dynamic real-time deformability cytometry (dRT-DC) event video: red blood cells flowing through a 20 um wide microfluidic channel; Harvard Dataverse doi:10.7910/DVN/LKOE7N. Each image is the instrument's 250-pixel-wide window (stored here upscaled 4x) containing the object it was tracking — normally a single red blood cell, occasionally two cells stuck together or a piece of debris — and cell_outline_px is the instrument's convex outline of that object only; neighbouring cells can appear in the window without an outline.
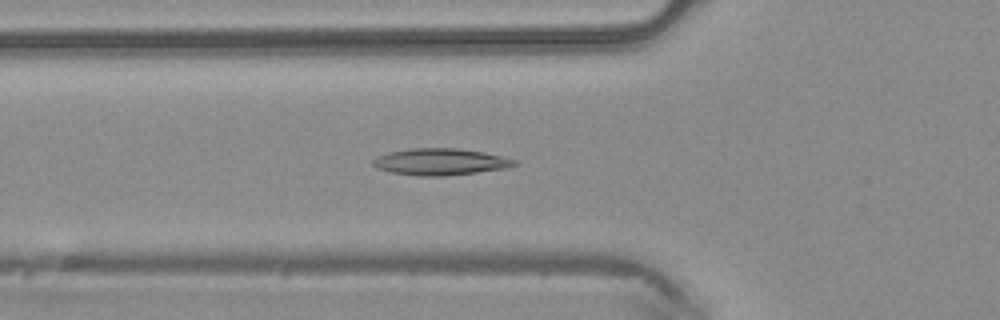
{"species": "common noctule bat (a hibernating species)", "species_latin": "Nyctalus noctula", "temperature_condition": "warm", "stored_images_in_passage": 34, "camera_frame_rate_fps": 3000, "um_per_image_px": 0.085, "animal": {"sex": "male", "body_mass_g": 20.4}, "frame": {"image": 1, "passage_image": 4, "time_ms": 1.0, "image_size_px": [1000, 320], "cell_outline_px": [[520, 164], [504, 168], [476, 172], [444, 176], [416, 176], [392, 172], [376, 168], [372, 164], [372, 160], [388, 152], [412, 148], [456, 148], [484, 152], [516, 160]], "centroid_in_image_um": [37.42, 13.75], "position_along_channel_um": 88.4, "area_um2": 21.85}}
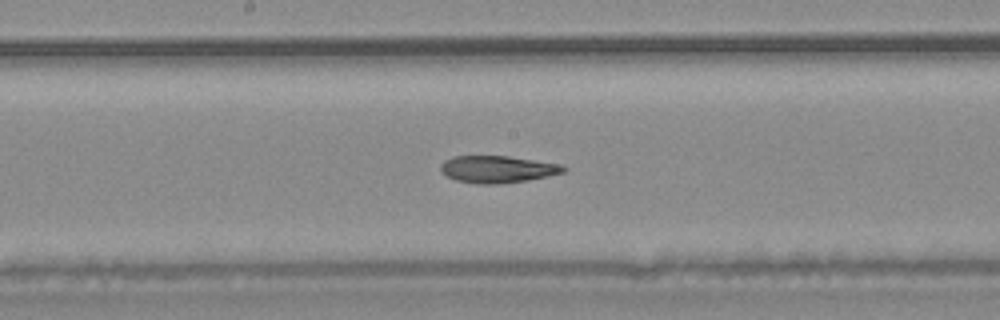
{"frame": {"image": 2, "passage_image": 12, "time_ms": 3.667, "image_size_px": [1000, 320], "cell_outline_px": [[568, 168], [564, 172], [528, 180], [500, 184], [476, 184], [456, 180], [444, 176], [440, 172], [440, 164], [444, 160], [452, 156], [508, 156], [560, 164]], "centroid_in_image_um": [42.22, 14.39], "position_along_channel_um": 206.0, "area_um2": 19.54}}
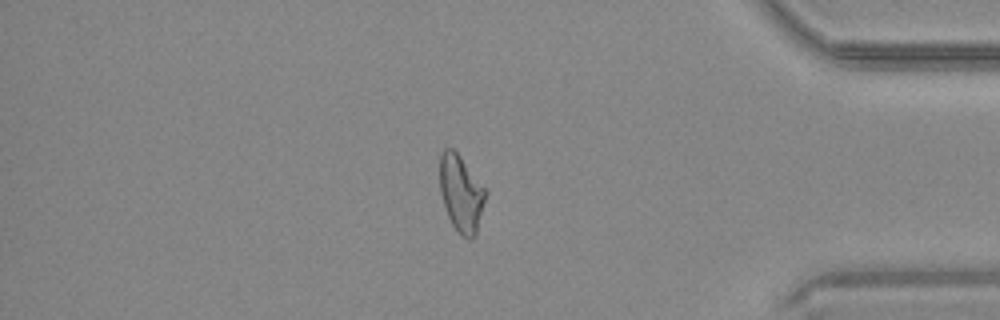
{"frame": {"image": 3, "passage_image": 27, "time_ms": 8.667, "image_size_px": [1000, 320], "cell_outline_px": [[488, 192], [476, 232], [472, 240], [468, 240], [460, 236], [456, 232], [448, 216], [440, 192], [440, 152], [444, 148], [452, 148], [460, 156]], "centroid_in_image_um": [39.19, 16.47], "position_along_channel_um": 396.0, "area_um2": 20.52}}